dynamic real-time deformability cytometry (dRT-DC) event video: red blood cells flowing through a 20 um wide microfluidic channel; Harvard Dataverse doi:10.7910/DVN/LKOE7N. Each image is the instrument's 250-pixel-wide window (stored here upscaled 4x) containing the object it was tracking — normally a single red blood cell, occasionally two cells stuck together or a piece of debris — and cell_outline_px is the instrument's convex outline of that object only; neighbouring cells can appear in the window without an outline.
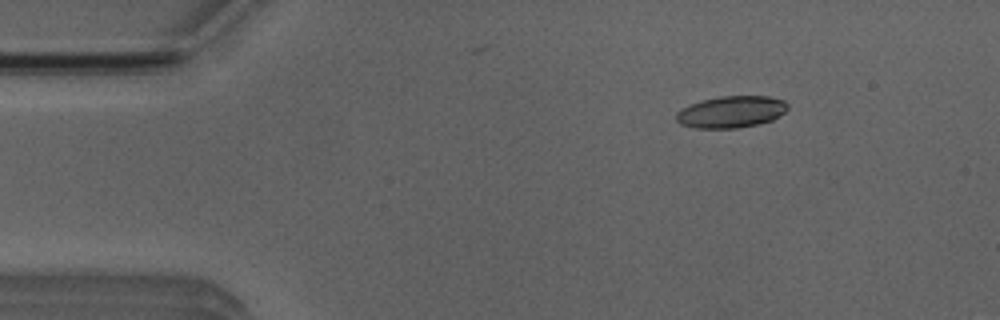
{"species": "Egyptian fruit bat (a non-hibernating species)", "species_latin": "Rousettus aegyptiacus", "temperature_condition": "room temperature", "stored_images_in_passage": 19, "camera_frame_rate_fps": 3000, "um_per_image_px": 0.085, "animal": {"sex": "male"}, "frame": {"image": 1, "passage_image": 8, "time_ms": 2.333, "image_size_px": [1000, 320], "cell_outline_px": [[788, 108], [784, 112], [772, 120], [760, 124], [736, 128], [696, 128], [680, 124], [676, 120], [676, 112], [692, 104], [704, 100], [720, 96], [768, 96], [784, 100], [788, 104]], "centroid_in_image_um": [62.18, 9.51], "position_along_channel_um": 22.8, "area_um2": 20.52}}